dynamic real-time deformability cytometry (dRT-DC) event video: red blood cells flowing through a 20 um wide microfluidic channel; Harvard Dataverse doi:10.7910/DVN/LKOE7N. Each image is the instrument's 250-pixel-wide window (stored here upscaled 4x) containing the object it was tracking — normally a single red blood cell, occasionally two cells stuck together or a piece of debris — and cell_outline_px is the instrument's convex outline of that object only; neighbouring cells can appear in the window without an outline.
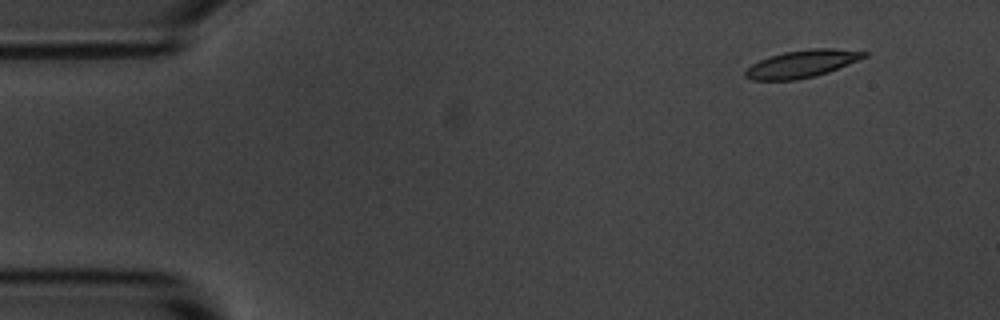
{"species": "common noctule bat (a hibernating species)", "species_latin": "Nyctalus noctula", "temperature_condition": "room temperature", "stored_images_in_passage": 5, "camera_frame_rate_fps": 3000, "um_per_image_px": 0.085, "animal": {"sex": "male", "body_mass_g": 20.1, "forearm_length_mm": 53.5}, "frame": {"image": 1, "passage_image": 1, "time_ms": 0.0, "image_size_px": [1000, 320], "cell_outline_px": [[868, 56], [828, 72], [796, 80], [752, 80], [744, 76], [744, 72], [752, 64], [760, 60], [784, 52], [812, 48], [836, 48], [868, 52]], "centroid_in_image_um": [68.18, 5.42], "position_along_channel_um": 16.8, "area_um2": 18.79}}
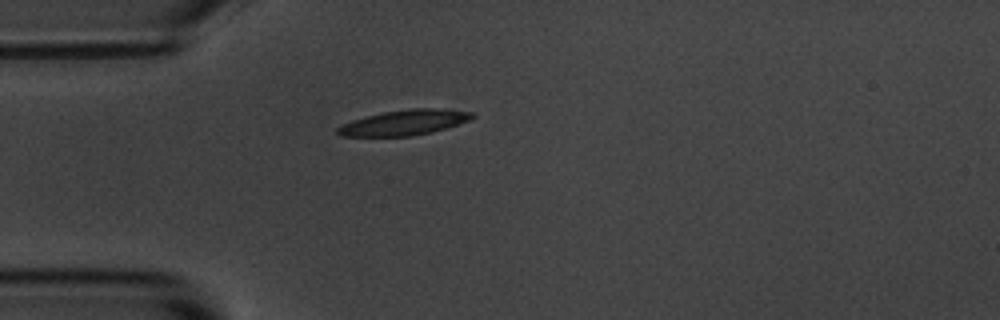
{"frame": {"image": 2, "passage_image": 4, "time_ms": 3.333, "image_size_px": [1000, 320], "cell_outline_px": [[476, 116], [468, 120], [432, 132], [412, 136], [340, 136], [336, 132], [336, 128], [352, 120], [384, 112], [408, 108], [436, 108], [476, 112]], "centroid_in_image_um": [34.38, 10.41], "position_along_channel_um": 50.6, "area_um2": 19.71}}